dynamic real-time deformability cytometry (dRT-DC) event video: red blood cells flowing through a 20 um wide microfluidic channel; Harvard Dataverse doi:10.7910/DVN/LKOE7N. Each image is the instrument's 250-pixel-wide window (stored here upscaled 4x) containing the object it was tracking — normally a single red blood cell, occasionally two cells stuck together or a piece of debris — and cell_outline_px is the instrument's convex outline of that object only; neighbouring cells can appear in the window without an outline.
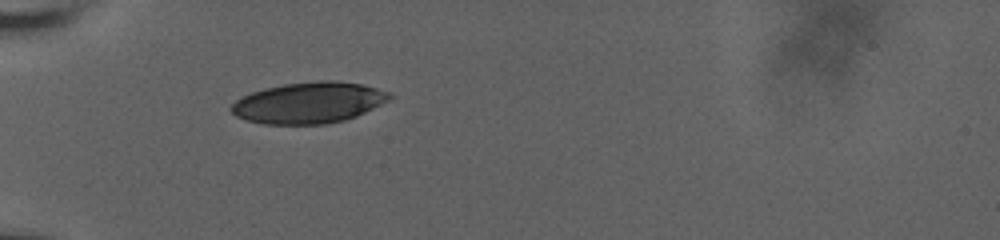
{"species": "human", "species_latin": "Homo sapiens", "temperature_condition": "room temperature", "stored_images_in_passage": 4, "camera_frame_rate_fps": 3000, "um_per_image_px": 0.085, "donor": {"sex": "male"}, "frame": {"image": 1, "passage_image": 1, "time_ms": 0.0, "image_size_px": [1000, 240], "cell_outline_px": [[392, 96], [388, 100], [356, 116], [344, 120], [328, 124], [264, 124], [248, 120], [236, 116], [228, 108], [236, 100], [252, 92], [264, 88], [284, 84], [320, 80], [332, 80], [360, 84], [392, 92]], "centroid_in_image_um": [26.24, 8.73], "position_along_channel_um": 58.8, "area_um2": 37.74}}
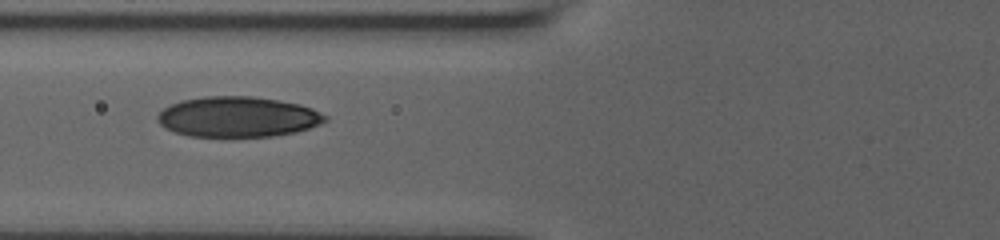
{"frame": {"image": 2, "passage_image": 3, "time_ms": 1.667, "image_size_px": [1000, 240], "cell_outline_px": [[328, 120], [320, 124], [296, 132], [272, 136], [188, 136], [164, 128], [156, 120], [156, 116], [164, 108], [180, 100], [204, 96], [252, 96], [300, 104], [312, 108], [328, 116]], "centroid_in_image_um": [20.2, 9.93], "position_along_channel_um": 105.6, "area_um2": 39.48}}